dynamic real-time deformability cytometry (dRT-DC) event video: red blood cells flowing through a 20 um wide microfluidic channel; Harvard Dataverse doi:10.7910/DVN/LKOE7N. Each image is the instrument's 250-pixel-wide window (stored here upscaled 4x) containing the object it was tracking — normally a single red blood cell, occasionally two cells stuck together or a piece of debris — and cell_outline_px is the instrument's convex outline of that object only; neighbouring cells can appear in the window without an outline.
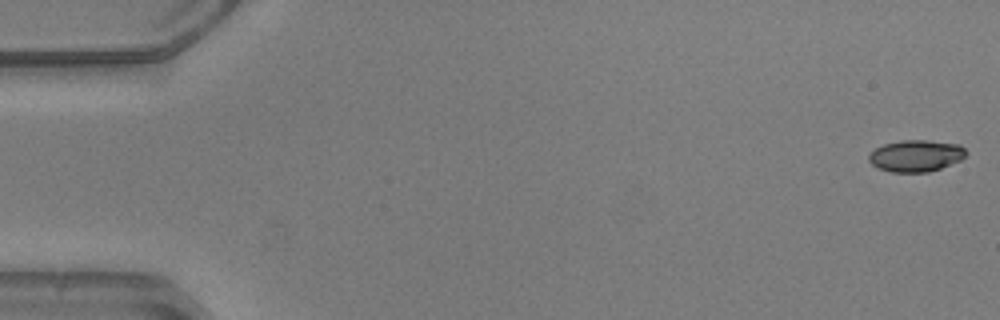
{"species": "common noctule bat (a hibernating species)", "species_latin": "Nyctalus noctula", "temperature_condition": "warm", "stored_images_in_passage": 52, "camera_frame_rate_fps": 3000, "um_per_image_px": 0.085, "animal": {"sex": "male", "body_mass_g": 20.5, "forearm_length_mm": 52.5}, "frame": {"image": 1, "passage_image": 1, "time_ms": 0.0, "image_size_px": [1000, 320], "cell_outline_px": [[968, 152], [960, 160], [940, 168], [928, 172], [892, 172], [880, 168], [872, 164], [868, 160], [868, 156], [876, 148], [884, 144], [900, 140], [928, 140], [960, 144]], "centroid_in_image_um": [77.87, 13.23], "position_along_channel_um": 7.1, "area_um2": 17.86}}
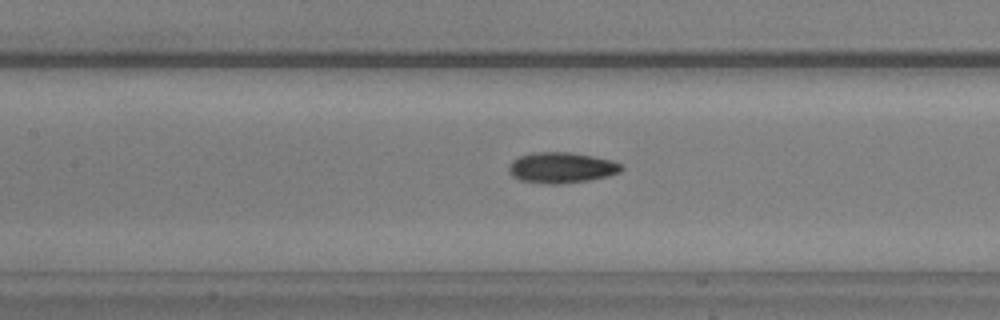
{"frame": {"image": 2, "passage_image": 24, "time_ms": 7.667, "image_size_px": [1000, 320], "cell_outline_px": [[624, 168], [620, 172], [608, 176], [588, 180], [560, 184], [548, 184], [520, 180], [512, 176], [508, 172], [508, 168], [512, 160], [520, 156], [532, 152], [568, 152], [592, 156], [612, 160], [620, 164]], "centroid_in_image_um": [47.71, 14.25], "position_along_channel_um": 159.7, "area_um2": 20.17}}
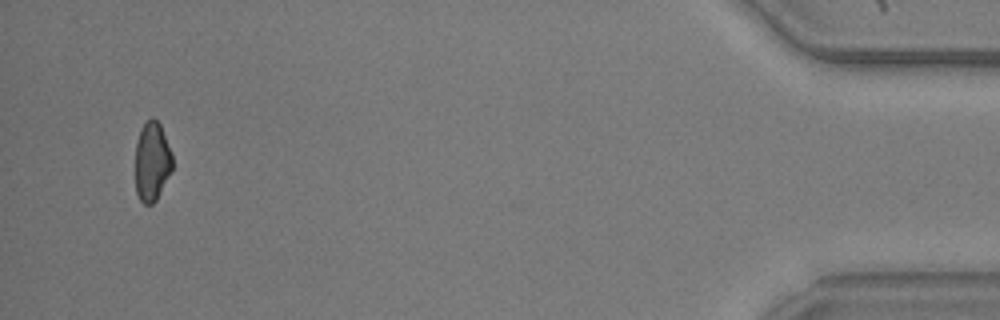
{"frame": {"image": 3, "passage_image": 50, "time_ms": 16.333, "image_size_px": [1000, 320], "cell_outline_px": [[172, 168], [156, 200], [152, 204], [144, 204], [140, 200], [136, 192], [136, 144], [140, 132], [144, 124], [152, 116], [160, 124], [172, 152]], "centroid_in_image_um": [12.92, 13.73], "position_along_channel_um": 422.3, "area_um2": 16.88}, "authors_computed_cell_mechanics": {"area_um2": 18.6983, "velocity_mm_per_s": 3.9469, "shape_relaxation_time_tau1_ms": 4.4006, "shape_relaxation_time_tau2_ms": 2.2445, "deformation_change_tau1": 0.1348, "deformation_change_tau2": 0.0765}}